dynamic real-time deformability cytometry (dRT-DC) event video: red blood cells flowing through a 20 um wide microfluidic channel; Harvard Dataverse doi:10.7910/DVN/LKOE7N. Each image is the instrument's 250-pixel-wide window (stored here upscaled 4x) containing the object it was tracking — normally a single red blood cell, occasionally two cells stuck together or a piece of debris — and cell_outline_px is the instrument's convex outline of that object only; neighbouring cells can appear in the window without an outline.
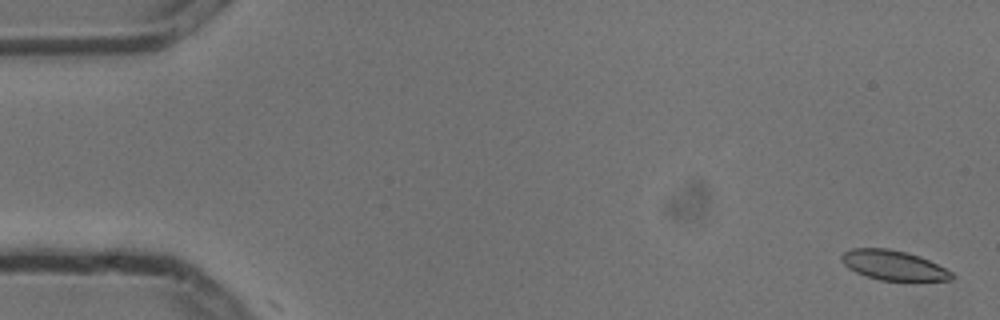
{"species": "common noctule bat (a hibernating species)", "species_latin": "Nyctalus noctula", "temperature_condition": "cold", "stored_images_in_passage": 6, "camera_frame_rate_fps": 3000, "um_per_image_px": 0.085, "animal": {"sex": "male", "body_mass_g": 13.3}, "frame": {"image": 1, "passage_image": 1, "time_ms": 0.0, "image_size_px": [1000, 320], "cell_outline_px": [[952, 280], [880, 280], [856, 272], [848, 268], [840, 260], [840, 256], [844, 252], [852, 248], [888, 248], [908, 252], [920, 256], [952, 272]], "centroid_in_image_um": [75.9, 22.53], "position_along_channel_um": 9.1, "area_um2": 18.9}}
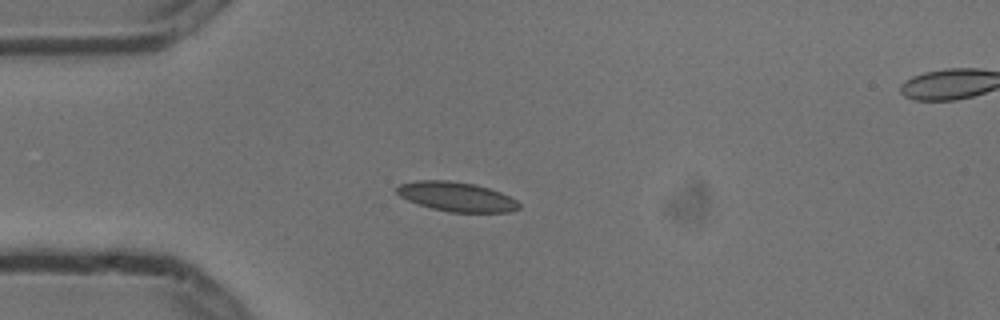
{"frame": {"image": 2, "passage_image": 4, "time_ms": 1.0, "image_size_px": [1000, 320], "cell_outline_px": [[520, 208], [512, 212], [448, 212], [432, 208], [408, 200], [400, 196], [396, 192], [396, 188], [400, 184], [416, 180], [448, 180], [472, 184], [488, 188], [500, 192], [516, 200], [520, 204]], "centroid_in_image_um": [38.81, 16.72], "position_along_channel_um": 46.2, "area_um2": 20.81}}
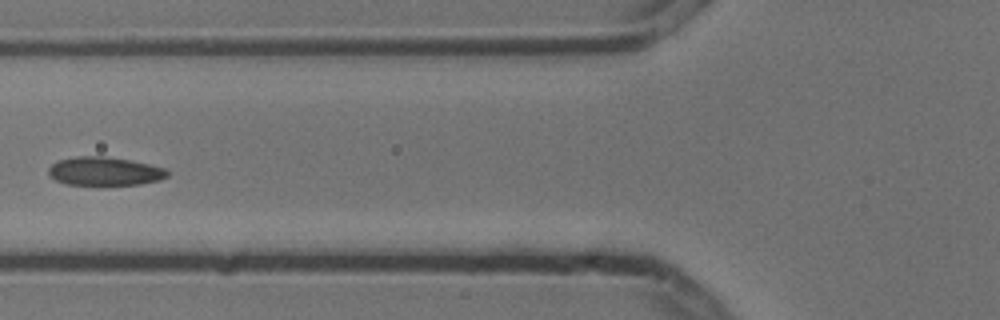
{"frame": {"image": 3, "passage_image": 6, "time_ms": 1.667, "image_size_px": [1000, 320], "cell_outline_px": [[168, 176], [160, 180], [140, 184], [104, 188], [100, 188], [64, 184], [56, 180], [48, 172], [48, 168], [52, 164], [60, 160], [76, 156], [104, 156], [128, 160], [148, 164], [164, 168], [168, 172]], "centroid_in_image_um": [8.88, 14.62], "position_along_channel_um": 116.9, "area_um2": 20.58}}